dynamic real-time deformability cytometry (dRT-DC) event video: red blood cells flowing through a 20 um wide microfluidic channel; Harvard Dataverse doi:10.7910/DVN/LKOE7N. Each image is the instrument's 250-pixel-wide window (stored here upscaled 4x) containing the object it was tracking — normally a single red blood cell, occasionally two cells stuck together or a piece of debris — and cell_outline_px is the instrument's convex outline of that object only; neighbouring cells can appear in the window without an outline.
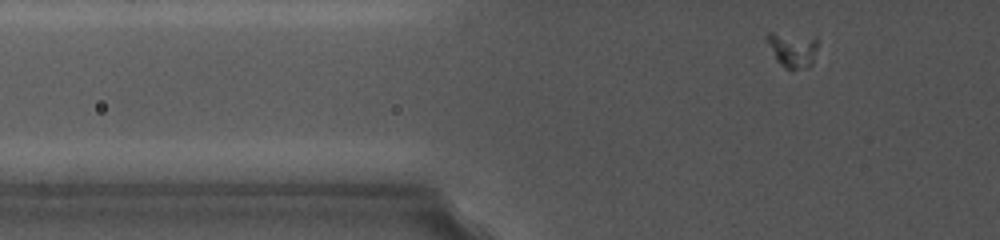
{"species": "common noctule bat (a hibernating species)", "species_latin": "Nyctalus noctula", "temperature_condition": "cold", "stored_images_in_passage": 31, "camera_frame_rate_fps": 5000, "um_per_image_px": 0.085, "animal": {"sex": "female", "body_mass_g": 19.0, "forearm_length_mm": 56.7}, "frame": {"image": 1, "passage_image": 3, "time_ms": 0.6, "image_size_px": [1000, 240], "cell_outline_px": [[820, 40], [812, 64], [808, 68], [792, 72], [784, 68], [776, 60], [764, 36], [768, 32], [772, 32], [816, 36]], "centroid_in_image_um": [67.4, 4.22], "position_along_channel_um": 58.4, "area_um2": 11.1}}
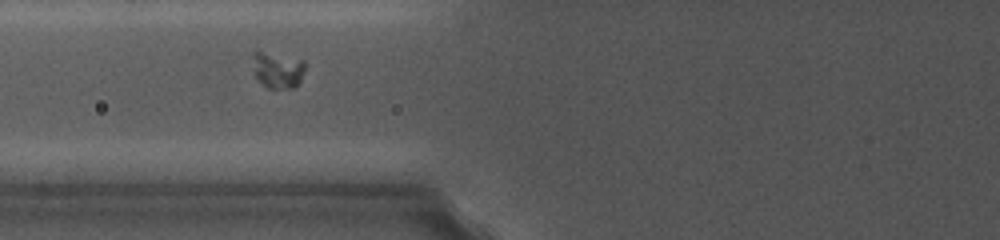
{"frame": {"image": 2, "passage_image": 9, "time_ms": 2.6, "image_size_px": [1000, 240], "cell_outline_px": [[304, 68], [300, 80], [292, 88], [268, 88], [256, 76], [252, 56], [252, 52], [256, 48], [304, 60]], "centroid_in_image_um": [23.56, 5.87], "position_along_channel_um": 102.2, "area_um2": 11.1}}
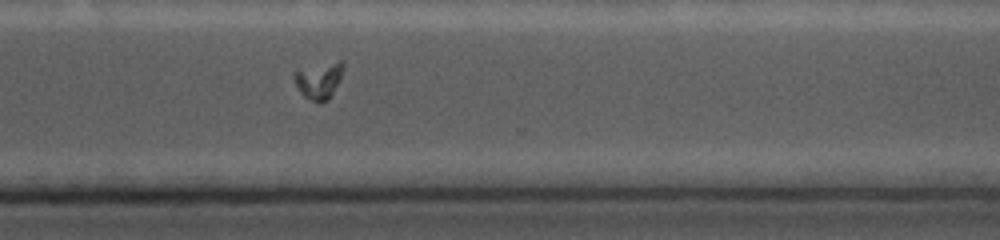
{"frame": {"image": 3, "passage_image": 30, "time_ms": 9.2, "image_size_px": [1000, 240], "cell_outline_px": [[344, 68], [340, 80], [332, 96], [328, 100], [312, 100], [304, 96], [300, 92], [292, 76], [296, 72], [340, 60], [344, 60]], "centroid_in_image_um": [27.17, 6.84], "position_along_channel_um": 343.4, "area_um2": 10.0}}